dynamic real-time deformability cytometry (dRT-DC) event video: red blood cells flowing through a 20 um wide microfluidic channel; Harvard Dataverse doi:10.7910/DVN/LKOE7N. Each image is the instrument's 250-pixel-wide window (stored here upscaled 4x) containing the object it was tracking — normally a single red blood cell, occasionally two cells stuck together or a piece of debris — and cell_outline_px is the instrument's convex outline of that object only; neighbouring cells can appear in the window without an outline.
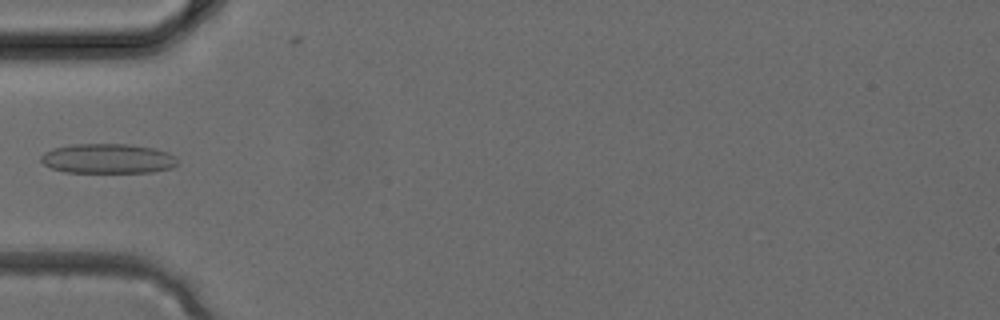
{"species": "common noctule bat (a hibernating species)", "species_latin": "Nyctalus noctula", "temperature_condition": "cold", "stored_images_in_passage": 3, "camera_frame_rate_fps": 3000, "um_per_image_px": 0.085, "animal": {"sex": "female", "body_mass_g": 24.6, "forearm_length_mm": 56.2}, "frame": {"image": 1, "passage_image": 3, "time_ms": 0.667, "image_size_px": [1000, 320], "cell_outline_px": [[176, 164], [172, 168], [152, 172], [64, 172], [52, 168], [44, 164], [40, 160], [40, 156], [44, 152], [52, 148], [72, 144], [128, 144], [152, 148], [168, 152], [176, 156]], "centroid_in_image_um": [9.14, 13.48], "position_along_channel_um": 75.9, "area_um2": 23.7}}